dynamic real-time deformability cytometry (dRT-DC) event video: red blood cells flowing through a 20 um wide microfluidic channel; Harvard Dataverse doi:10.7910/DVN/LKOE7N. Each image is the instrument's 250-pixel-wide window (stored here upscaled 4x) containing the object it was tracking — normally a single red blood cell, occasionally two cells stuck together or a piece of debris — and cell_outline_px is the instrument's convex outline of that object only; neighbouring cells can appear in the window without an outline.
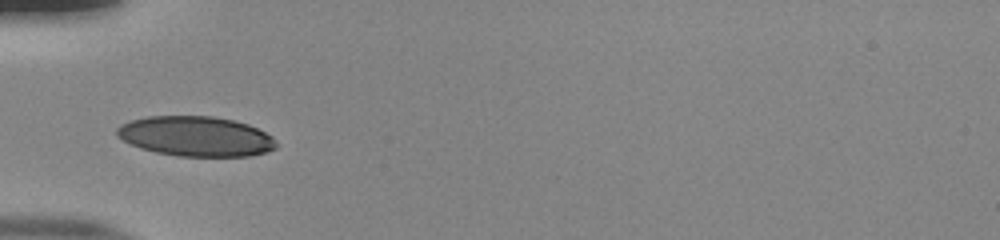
{"species": "human", "species_latin": "Homo sapiens", "temperature_condition": "room temperature", "stored_images_in_passage": 35, "camera_frame_rate_fps": 3000, "um_per_image_px": 0.085, "donor": {"sex": "male"}, "frame": {"image": 1, "passage_image": 1, "time_ms": 0.0, "image_size_px": [1000, 240], "cell_outline_px": [[276, 148], [252, 156], [176, 156], [156, 152], [140, 148], [124, 140], [116, 132], [116, 128], [120, 124], [132, 120], [148, 116], [212, 116], [232, 120], [248, 124], [272, 136], [276, 144]], "centroid_in_image_um": [16.64, 11.59], "position_along_channel_um": 68.4, "area_um2": 36.88}}
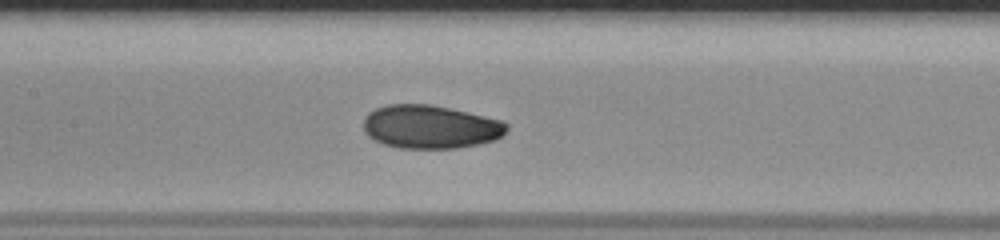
{"frame": {"image": 2, "passage_image": 9, "time_ms": 2.667, "image_size_px": [1000, 240], "cell_outline_px": [[508, 128], [496, 140], [480, 144], [456, 148], [400, 148], [384, 144], [368, 136], [364, 128], [364, 120], [368, 112], [376, 108], [388, 104], [428, 104], [448, 108], [500, 120], [508, 124]], "centroid_in_image_um": [36.57, 10.78], "position_along_channel_um": 170.8, "area_um2": 35.95}}
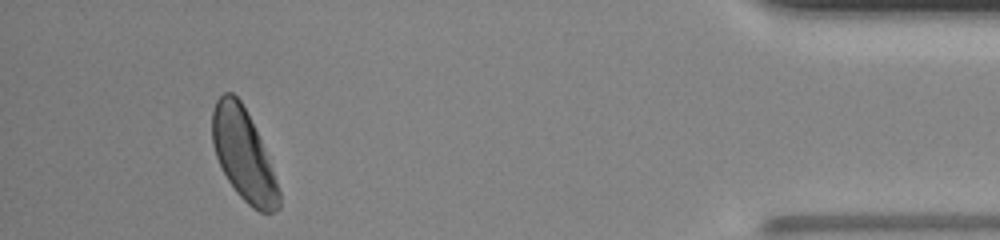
{"frame": {"image": 3, "passage_image": 32, "time_ms": 10.333, "image_size_px": [1000, 240], "cell_outline_px": [[280, 208], [272, 212], [260, 212], [252, 208], [236, 192], [228, 180], [216, 156], [212, 144], [212, 108], [216, 100], [224, 92], [232, 92], [240, 100], [260, 140], [280, 192]], "centroid_in_image_um": [20.66, 13.16], "position_along_channel_um": 414.5, "area_um2": 34.68}, "authors_computed_cell_mechanics": {"area_um2": 36.0094, "velocity_mm_per_s": 3.8934, "shape_relaxation_time_tau1_ms": 3.3427, "shape_relaxation_time_tau2_ms": 1.6288, "deformation_change_tau1": 0.1375, "deformation_change_tau2": 0.0495}}